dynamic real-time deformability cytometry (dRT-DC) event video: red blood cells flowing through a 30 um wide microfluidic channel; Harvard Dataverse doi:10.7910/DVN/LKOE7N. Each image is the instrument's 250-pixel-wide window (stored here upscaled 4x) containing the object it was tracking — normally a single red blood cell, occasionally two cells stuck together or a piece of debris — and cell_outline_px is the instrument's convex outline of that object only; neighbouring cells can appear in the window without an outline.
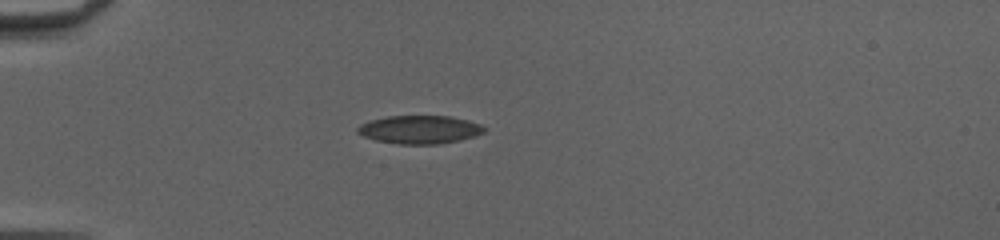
{"species": "common noctule bat (a hibernating species)", "species_latin": "Nyctalus noctula", "temperature_condition": "cold", "stored_images_in_passage": 14, "camera_frame_rate_fps": 3000, "um_per_image_px": 0.085, "animal": {"sex": "female", "body_mass_g": 20.0, "forearm_length_mm": 54.0}, "frame": {"image": 1, "passage_image": 1, "time_ms": 0.0, "image_size_px": [1000, 240], "cell_outline_px": [[484, 132], [472, 136], [456, 140], [436, 144], [400, 144], [376, 140], [364, 136], [356, 132], [356, 128], [360, 124], [372, 120], [388, 116], [448, 116], [480, 124], [484, 128]], "centroid_in_image_um": [35.6, 11.01], "position_along_channel_um": 49.4, "area_um2": 20.35}}
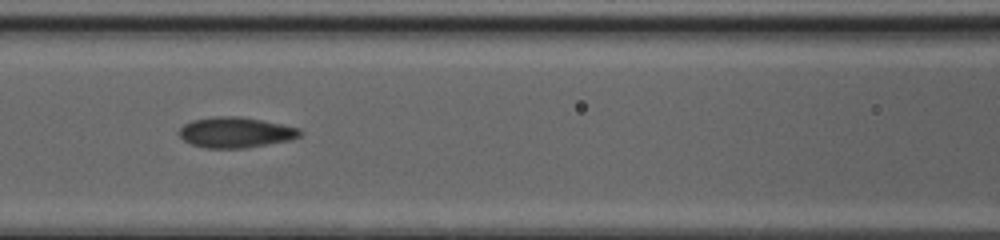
{"frame": {"image": 2, "passage_image": 10, "time_ms": 3.0, "image_size_px": [1000, 240], "cell_outline_px": [[300, 136], [288, 140], [248, 148], [204, 148], [192, 144], [184, 140], [180, 136], [180, 128], [184, 124], [192, 120], [212, 116], [240, 116], [300, 128]], "centroid_in_image_um": [20.0, 11.25], "position_along_channel_um": 146.6, "area_um2": 21.39}}
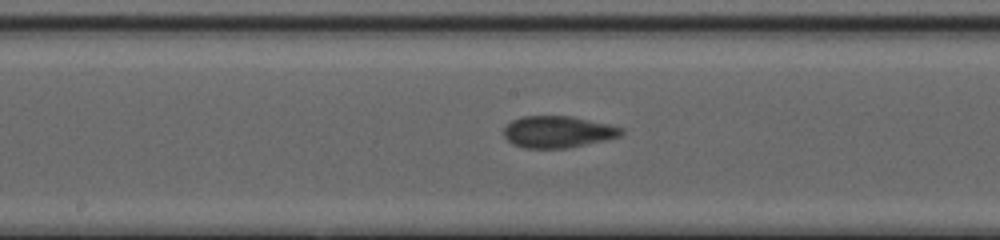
{"frame": {"image": 3, "passage_image": 14, "time_ms": 4.333, "image_size_px": [1000, 240], "cell_outline_px": [[624, 132], [620, 136], [564, 148], [524, 148], [508, 140], [504, 136], [504, 128], [512, 120], [524, 116], [572, 116], [608, 124], [624, 128]], "centroid_in_image_um": [47.41, 11.19], "position_along_channel_um": 200.8, "area_um2": 21.33}}